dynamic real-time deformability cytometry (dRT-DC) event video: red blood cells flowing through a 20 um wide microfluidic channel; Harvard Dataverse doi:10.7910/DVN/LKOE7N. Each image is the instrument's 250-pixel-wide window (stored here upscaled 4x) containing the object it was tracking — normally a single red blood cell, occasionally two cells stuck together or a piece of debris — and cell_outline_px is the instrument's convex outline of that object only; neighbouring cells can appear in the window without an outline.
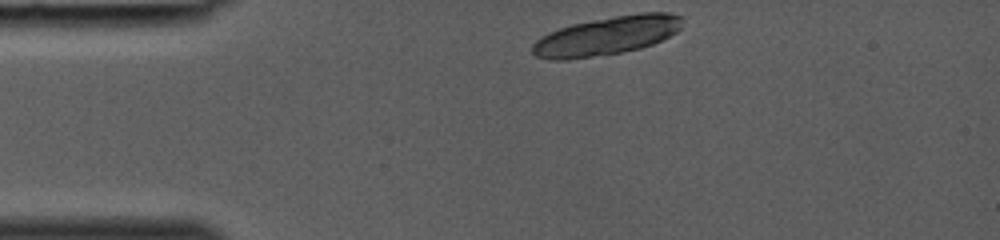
{"species": "common noctule bat (a hibernating species)", "species_latin": "Nyctalus noctula", "temperature_condition": "room temperature", "stored_images_in_passage": 28, "camera_frame_rate_fps": 3000, "um_per_image_px": 0.085, "animal": {"sex": "female", "body_mass_g": 19.0, "forearm_length_mm": 53.3}, "frame": {"image": 1, "passage_image": 1, "time_ms": 0.0, "image_size_px": [1000, 240], "cell_outline_px": [[680, 28], [676, 32], [652, 44], [640, 48], [620, 52], [568, 60], [548, 60], [536, 56], [532, 52], [532, 44], [540, 36], [548, 32], [572, 24], [592, 20], [640, 12], [668, 12], [680, 16]], "centroid_in_image_um": [51.51, 3.04], "position_along_channel_um": 33.5, "area_um2": 33.47}}
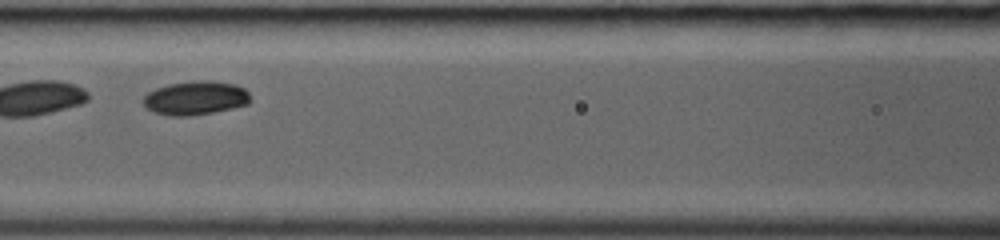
{"frame": {"image": 2, "passage_image": 11, "time_ms": 3.333, "image_size_px": [1000, 240], "cell_outline_px": [[252, 100], [248, 104], [232, 108], [212, 112], [188, 116], [168, 116], [144, 108], [140, 100], [148, 92], [156, 88], [168, 84], [192, 80], [212, 80], [236, 84], [244, 88], [248, 92]], "centroid_in_image_um": [16.59, 8.32], "position_along_channel_um": 150.0, "area_um2": 21.5}}
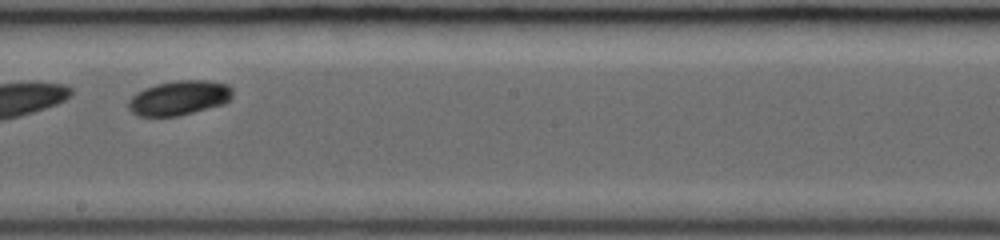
{"frame": {"image": 3, "passage_image": 16, "time_ms": 5.0, "image_size_px": [1000, 240], "cell_outline_px": [[232, 96], [224, 104], [176, 116], [140, 116], [132, 112], [128, 108], [128, 100], [136, 92], [144, 88], [156, 84], [176, 80], [208, 80], [228, 84], [232, 88]], "centroid_in_image_um": [15.22, 8.3], "position_along_channel_um": 233.0, "area_um2": 20.98}}